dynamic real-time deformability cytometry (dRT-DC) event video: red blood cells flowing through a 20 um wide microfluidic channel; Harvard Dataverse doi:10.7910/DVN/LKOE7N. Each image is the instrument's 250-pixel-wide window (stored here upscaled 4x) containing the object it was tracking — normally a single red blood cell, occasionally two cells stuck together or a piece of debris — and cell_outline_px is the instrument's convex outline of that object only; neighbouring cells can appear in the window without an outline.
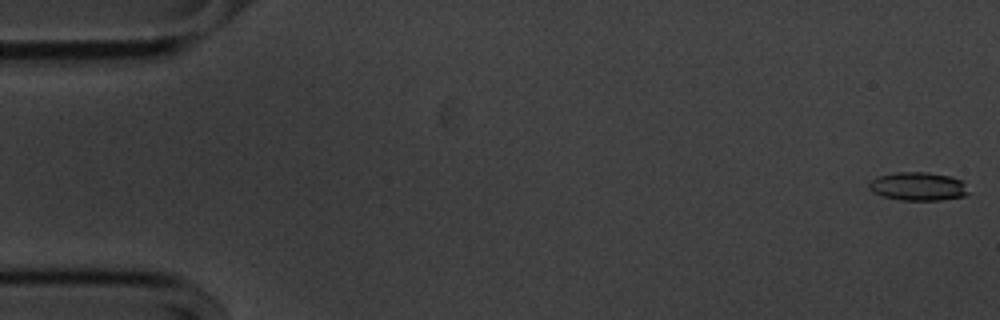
{"species": "common noctule bat (a hibernating species)", "species_latin": "Nyctalus noctula", "temperature_condition": "cold", "stored_images_in_passage": 55, "camera_frame_rate_fps": 3000, "um_per_image_px": 0.085, "animal": {"sex": "male", "body_mass_g": 20.1, "forearm_length_mm": 53.5}, "frame": {"image": 1, "passage_image": 1, "time_ms": 0.0, "image_size_px": [1000, 320], "cell_outline_px": [[972, 192], [964, 196], [940, 200], [900, 200], [880, 196], [872, 192], [868, 188], [868, 184], [872, 180], [880, 176], [896, 172], [928, 172], [952, 176], [960, 180]], "centroid_in_image_um": [78.05, 15.85], "position_along_channel_um": 7.0, "area_um2": 16.65}}
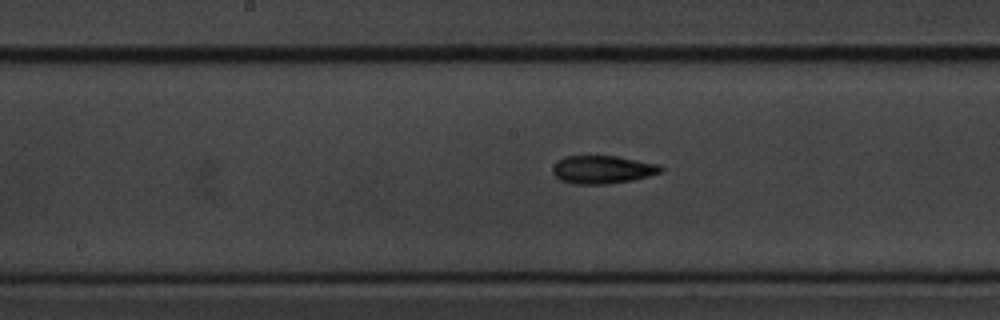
{"frame": {"image": 2, "passage_image": 28, "time_ms": 9.0, "image_size_px": [1000, 320], "cell_outline_px": [[664, 168], [660, 172], [648, 176], [632, 180], [608, 184], [576, 184], [560, 180], [552, 172], [552, 168], [564, 156], [616, 156], [660, 164]], "centroid_in_image_um": [51.23, 14.41], "position_along_channel_um": 197.0, "area_um2": 17.57}}
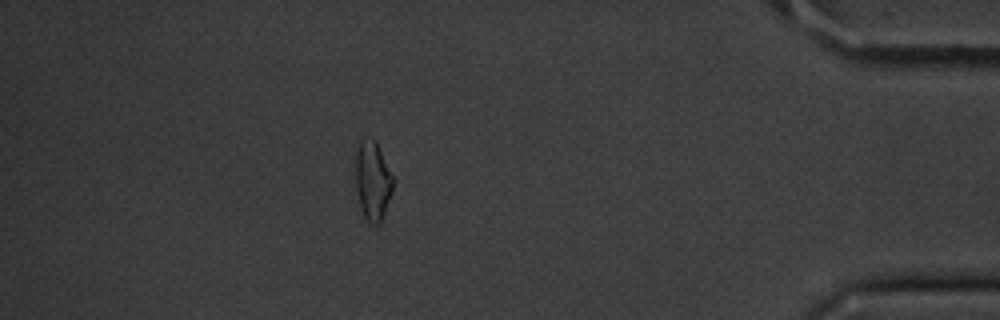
{"frame": {"image": 3, "passage_image": 49, "time_ms": 16.0, "image_size_px": [1000, 320], "cell_outline_px": [[396, 180], [392, 192], [380, 224], [372, 224], [364, 216], [360, 208], [356, 188], [352, 156], [360, 140], [364, 136], [376, 140]], "centroid_in_image_um": [31.65, 15.26], "position_along_channel_um": 403.5, "area_um2": 18.26}}